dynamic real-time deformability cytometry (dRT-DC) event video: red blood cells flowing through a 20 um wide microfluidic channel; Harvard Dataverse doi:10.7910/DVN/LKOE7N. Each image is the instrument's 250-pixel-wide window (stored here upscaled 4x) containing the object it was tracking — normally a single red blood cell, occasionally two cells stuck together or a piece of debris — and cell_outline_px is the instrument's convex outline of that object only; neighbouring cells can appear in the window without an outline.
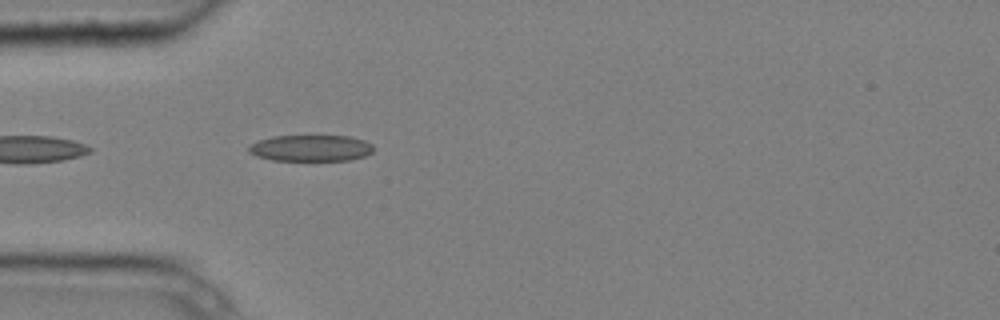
{"species": "common noctule bat (a hibernating species)", "species_latin": "Nyctalus noctula", "temperature_condition": "cold", "stored_images_in_passage": 1, "camera_frame_rate_fps": 3000, "um_per_image_px": 0.085, "animal": {"sex": "male", "body_mass_g": 20.4}, "frame": {"image": 1, "passage_image": 1, "time_ms": 0.0, "image_size_px": [1000, 320], "cell_outline_px": [[376, 148], [372, 152], [364, 156], [348, 160], [272, 160], [256, 156], [248, 152], [248, 148], [252, 144], [260, 140], [272, 136], [348, 136], [364, 140], [372, 144]], "centroid_in_image_um": [26.44, 12.59], "position_along_channel_um": 58.6, "area_um2": 19.07}}